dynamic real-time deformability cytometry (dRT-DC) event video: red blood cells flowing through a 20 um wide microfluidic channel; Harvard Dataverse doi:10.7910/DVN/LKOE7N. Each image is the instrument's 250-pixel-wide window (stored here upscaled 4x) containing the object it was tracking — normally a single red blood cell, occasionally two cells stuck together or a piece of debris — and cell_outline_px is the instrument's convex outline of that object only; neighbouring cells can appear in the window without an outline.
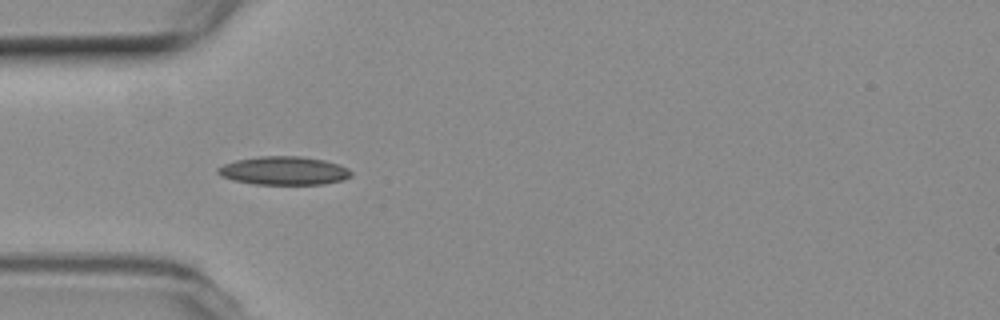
{"species": "common noctule bat (a hibernating species)", "species_latin": "Nyctalus noctula", "temperature_condition": "room temperature", "stored_images_in_passage": 7, "camera_frame_rate_fps": 3000, "um_per_image_px": 0.085, "animal": {"sex": "female", "body_mass_g": 19.3, "forearm_length_mm": 54.1}, "frame": {"image": 1, "passage_image": 4, "time_ms": 1.0, "image_size_px": [1000, 320], "cell_outline_px": [[352, 176], [344, 180], [324, 184], [252, 184], [232, 180], [220, 176], [216, 172], [216, 168], [224, 164], [236, 160], [256, 156], [300, 156], [324, 160], [340, 164], [348, 168], [352, 172]], "centroid_in_image_um": [24.12, 14.51], "position_along_channel_um": 60.9, "area_um2": 22.37}}